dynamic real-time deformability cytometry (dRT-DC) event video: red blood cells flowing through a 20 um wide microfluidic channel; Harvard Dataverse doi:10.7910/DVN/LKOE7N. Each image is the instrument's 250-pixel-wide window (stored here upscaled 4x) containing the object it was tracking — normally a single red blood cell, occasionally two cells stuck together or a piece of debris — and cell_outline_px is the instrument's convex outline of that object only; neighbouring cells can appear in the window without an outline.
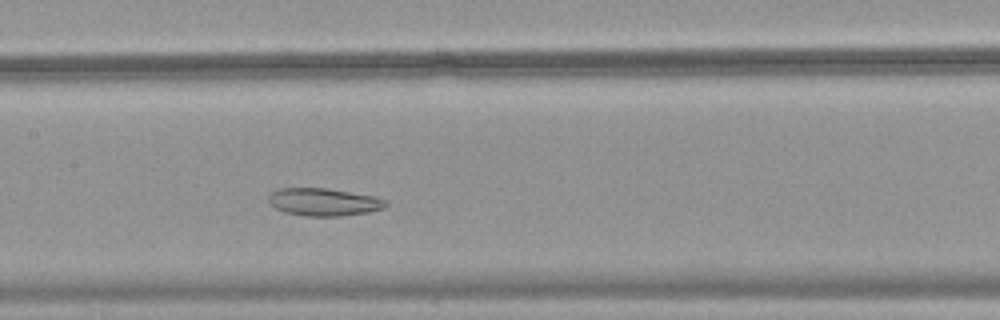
{"species": "common noctule bat (a hibernating species)", "species_latin": "Nyctalus noctula", "temperature_condition": "warm", "stored_images_in_passage": 38, "camera_frame_rate_fps": 3000, "um_per_image_px": 0.085, "animal": {"sex": "female", "body_mass_g": 18.4}, "frame": {"image": 1, "passage_image": 19, "time_ms": 6.0, "image_size_px": [1000, 320], "cell_outline_px": [[388, 204], [384, 208], [368, 212], [340, 216], [308, 216], [284, 212], [276, 208], [268, 200], [268, 196], [276, 188], [324, 188], [376, 196], [388, 200]], "centroid_in_image_um": [27.54, 17.16], "position_along_channel_um": 179.9, "area_um2": 18.9}}
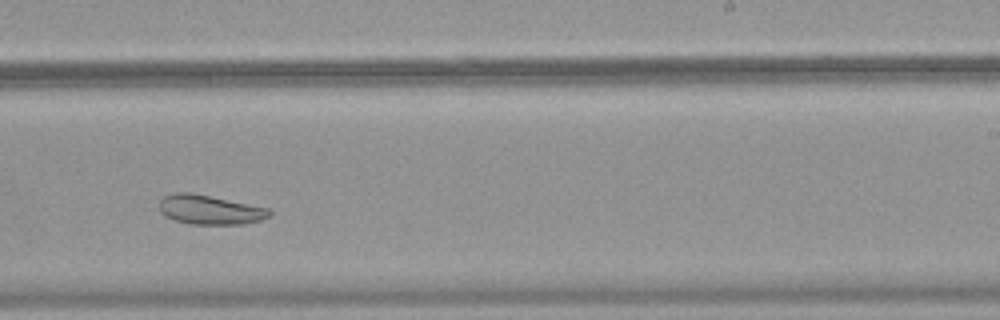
{"frame": {"image": 2, "passage_image": 26, "time_ms": 8.333, "image_size_px": [1000, 320], "cell_outline_px": [[272, 216], [260, 220], [244, 224], [192, 224], [176, 220], [160, 212], [160, 200], [164, 196], [172, 192], [192, 192], [268, 208], [272, 212]], "centroid_in_image_um": [17.85, 17.82], "position_along_channel_um": 271.1, "area_um2": 18.79}}
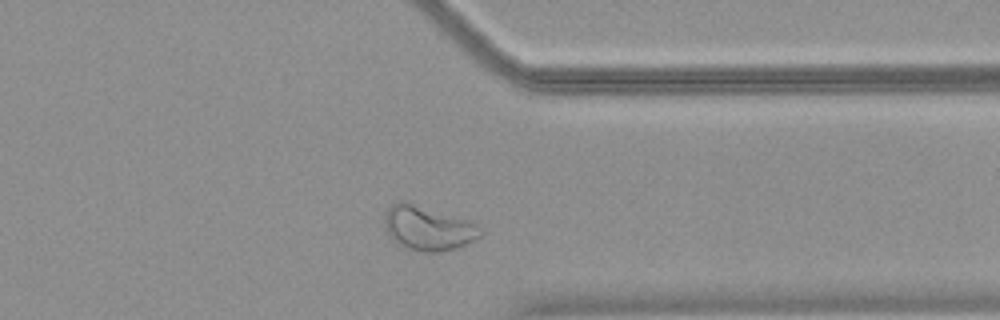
{"frame": {"image": 3, "passage_image": 34, "time_ms": 11.0, "image_size_px": [1000, 320], "cell_outline_px": [[484, 236], [464, 244], [440, 252], [420, 252], [408, 248], [400, 244], [388, 232], [384, 224], [384, 212], [392, 204], [400, 200], [408, 200], [468, 220], [476, 224], [484, 232]], "centroid_in_image_um": [36.39, 19.35], "position_along_channel_um": 375.0, "area_um2": 24.91}}